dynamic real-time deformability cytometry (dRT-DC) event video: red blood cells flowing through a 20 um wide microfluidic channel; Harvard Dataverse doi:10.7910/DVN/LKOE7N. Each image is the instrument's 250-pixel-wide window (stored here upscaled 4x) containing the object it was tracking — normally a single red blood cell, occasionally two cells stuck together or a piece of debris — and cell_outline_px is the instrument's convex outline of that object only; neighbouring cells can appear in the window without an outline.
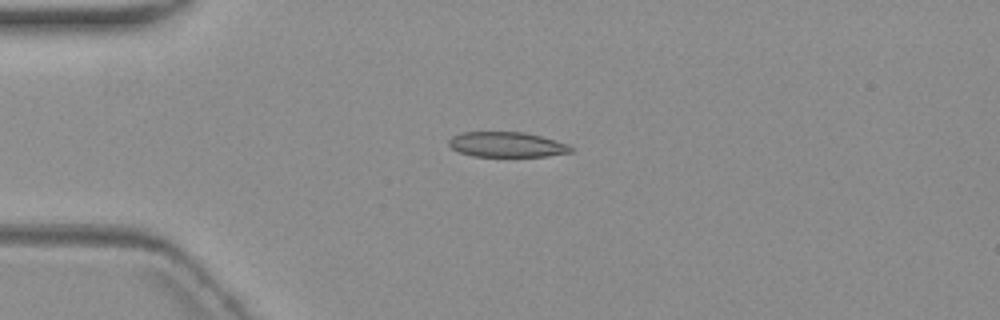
{"species": "common noctule bat (a hibernating species)", "species_latin": "Nyctalus noctula", "temperature_condition": "warm", "stored_images_in_passage": 2, "camera_frame_rate_fps": 3000, "um_per_image_px": 0.085, "animal": {"sex": "female", "body_mass_g": 19.3, "forearm_length_mm": 54.1}, "frame": {"image": 1, "passage_image": 1, "time_ms": 0.0, "image_size_px": [1000, 320], "cell_outline_px": [[572, 152], [548, 156], [472, 156], [460, 152], [452, 148], [448, 144], [448, 140], [452, 136], [464, 132], [524, 132], [540, 136], [568, 144], [572, 148]], "centroid_in_image_um": [43.06, 12.29], "position_along_channel_um": 41.9, "area_um2": 17.74}}